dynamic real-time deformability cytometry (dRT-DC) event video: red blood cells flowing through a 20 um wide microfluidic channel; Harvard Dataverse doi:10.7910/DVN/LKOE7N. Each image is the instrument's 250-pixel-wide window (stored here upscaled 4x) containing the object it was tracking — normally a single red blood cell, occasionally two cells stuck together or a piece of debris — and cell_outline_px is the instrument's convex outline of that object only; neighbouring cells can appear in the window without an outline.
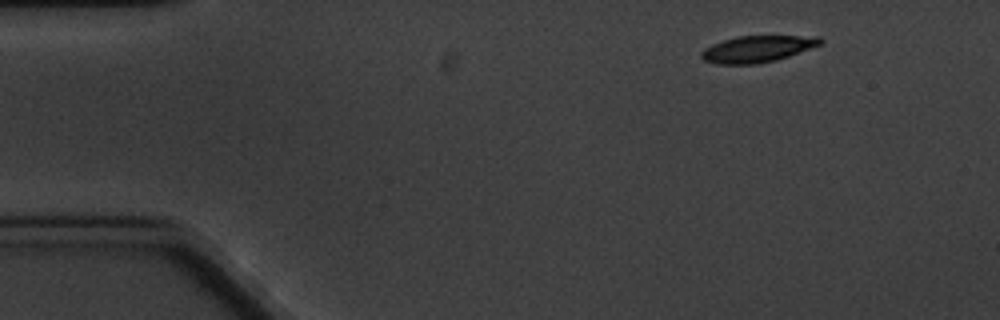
{"species": "common noctule bat (a hibernating species)", "species_latin": "Nyctalus noctula", "temperature_condition": "cold", "stored_images_in_passage": 4, "camera_frame_rate_fps": 3000, "um_per_image_px": 0.085, "animal": {"sex": "male", "body_mass_g": 20.1, "forearm_length_mm": 53.5}, "frame": {"image": 1, "passage_image": 1, "time_ms": 0.0, "image_size_px": [1000, 320], "cell_outline_px": [[824, 44], [776, 60], [756, 64], [716, 64], [704, 60], [700, 56], [700, 52], [704, 48], [712, 44], [736, 36], [820, 36], [824, 40]], "centroid_in_image_um": [64.4, 4.15], "position_along_channel_um": 20.6, "area_um2": 18.55}}
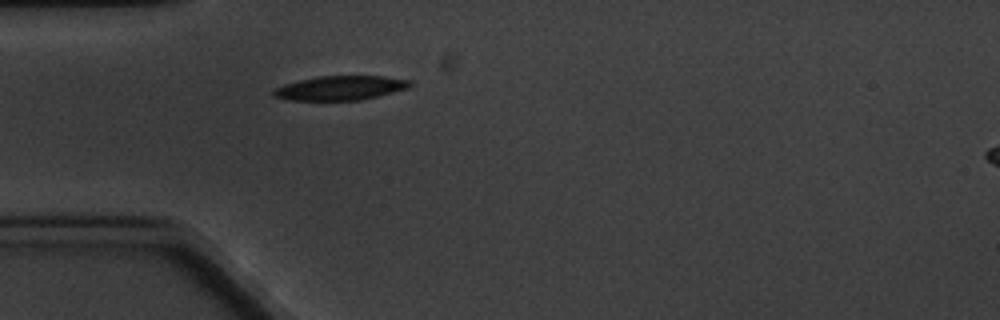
{"frame": {"image": 2, "passage_image": 4, "time_ms": 3.333, "image_size_px": [1000, 320], "cell_outline_px": [[412, 84], [408, 88], [360, 100], [284, 100], [272, 96], [272, 88], [284, 84], [300, 80], [320, 76], [384, 76], [412, 80]], "centroid_in_image_um": [28.88, 7.48], "position_along_channel_um": 56.1, "area_um2": 19.36}}